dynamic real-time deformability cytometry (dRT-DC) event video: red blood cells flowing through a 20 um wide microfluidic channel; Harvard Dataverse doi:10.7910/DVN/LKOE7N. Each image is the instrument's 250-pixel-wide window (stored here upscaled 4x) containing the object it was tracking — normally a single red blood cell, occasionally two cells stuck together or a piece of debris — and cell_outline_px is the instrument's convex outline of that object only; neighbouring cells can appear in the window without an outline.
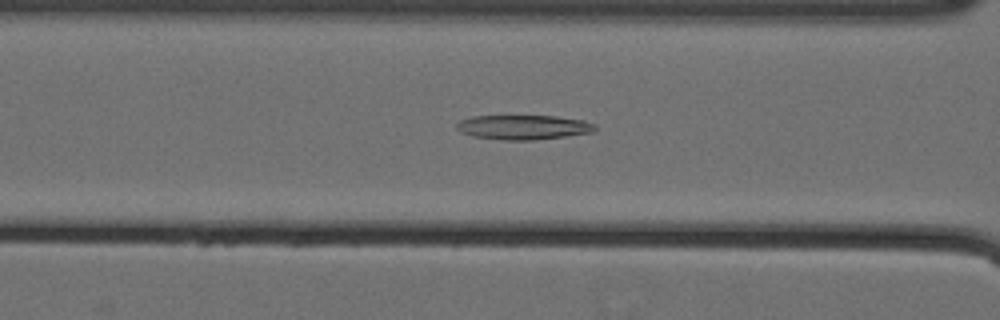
{"species": "Egyptian fruit bat (a non-hibernating species)", "species_latin": "Rousettus aegyptiacus", "temperature_condition": "cold", "stored_images_in_passage": 60, "camera_frame_rate_fps": 3000, "um_per_image_px": 0.085, "animal": {"sex": "female"}, "frame": {"image": 1, "passage_image": 28, "time_ms": 9.0, "image_size_px": [1000, 320], "cell_outline_px": [[596, 128], [592, 132], [536, 140], [504, 140], [472, 136], [460, 132], [456, 128], [456, 124], [460, 120], [472, 116], [556, 116], [584, 120], [596, 124]], "centroid_in_image_um": [44.47, 10.81], "position_along_channel_um": 122.1, "area_um2": 19.83}}
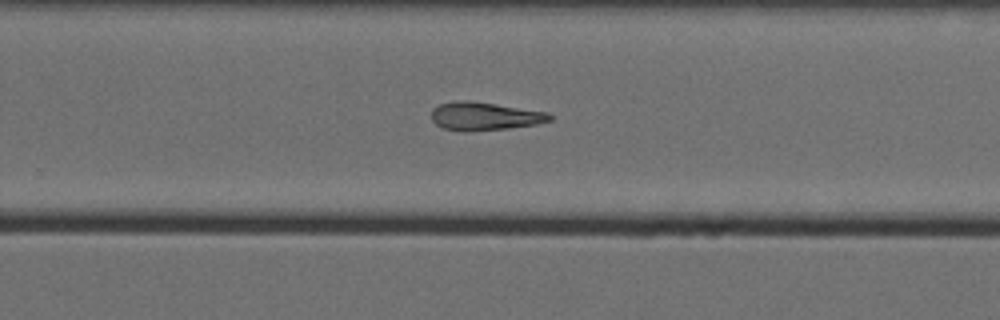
{"frame": {"image": 2, "passage_image": 42, "time_ms": 13.667, "image_size_px": [1000, 320], "cell_outline_px": [[552, 120], [536, 124], [508, 128], [468, 132], [464, 132], [444, 128], [436, 124], [432, 120], [432, 108], [440, 104], [452, 100], [468, 100], [496, 104], [548, 112], [552, 116]], "centroid_in_image_um": [41.17, 9.87], "position_along_channel_um": 288.6, "area_um2": 19.54}}
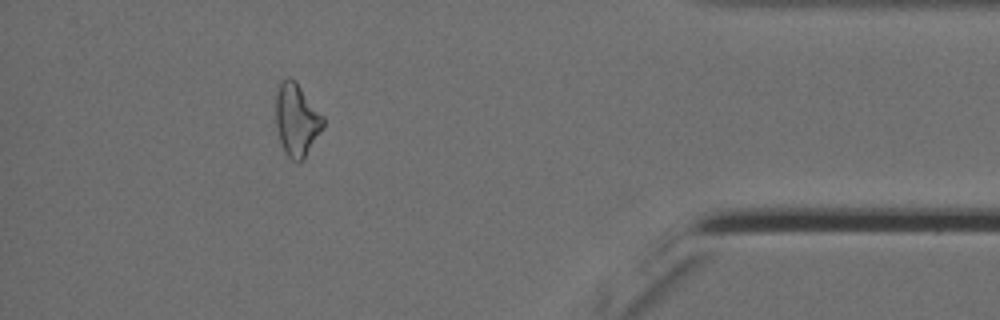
{"frame": {"image": 3, "passage_image": 55, "time_ms": 18.0, "image_size_px": [1000, 320], "cell_outline_px": [[324, 128], [304, 160], [300, 164], [292, 160], [284, 152], [276, 128], [276, 92], [280, 80], [288, 76], [296, 80], [324, 116]], "centroid_in_image_um": [25.23, 10.18], "position_along_channel_um": 410.0, "area_um2": 20.63}}